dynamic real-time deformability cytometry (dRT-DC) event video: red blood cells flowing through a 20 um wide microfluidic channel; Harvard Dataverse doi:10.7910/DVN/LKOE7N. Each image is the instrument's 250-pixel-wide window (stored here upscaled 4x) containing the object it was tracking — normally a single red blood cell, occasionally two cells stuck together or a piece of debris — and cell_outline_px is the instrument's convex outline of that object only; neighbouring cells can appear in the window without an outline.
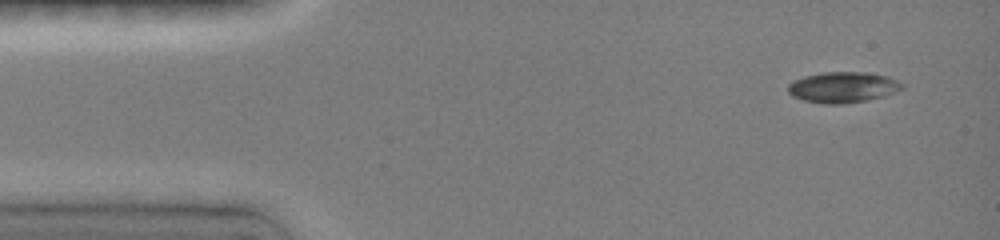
{"species": "common noctule bat (a hibernating species)", "species_latin": "Nyctalus noctula", "temperature_condition": "room temperature", "stored_images_in_passage": 4, "camera_frame_rate_fps": 3000, "um_per_image_px": 0.085, "animal": {"sex": "female", "body_mass_g": 19.0, "forearm_length_mm": 51.5}, "frame": {"image": 1, "passage_image": 1, "time_ms": 0.0, "image_size_px": [1000, 240], "cell_outline_px": [[904, 88], [896, 92], [884, 96], [864, 100], [840, 104], [824, 104], [804, 100], [792, 96], [788, 92], [788, 84], [804, 76], [824, 72], [868, 72], [888, 76], [904, 84]], "centroid_in_image_um": [71.66, 7.41], "position_along_channel_um": 13.3, "area_um2": 20.4}}
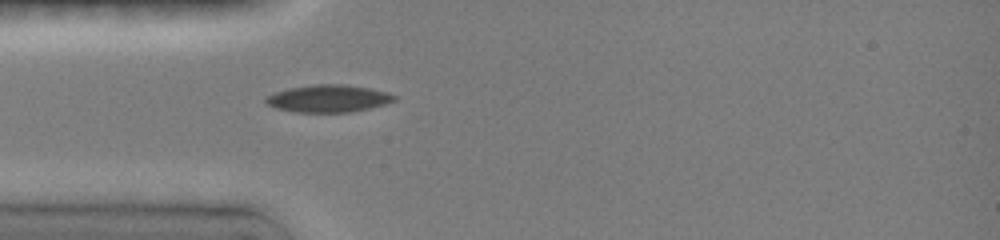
{"frame": {"image": 2, "passage_image": 4, "time_ms": 3.333, "image_size_px": [1000, 240], "cell_outline_px": [[396, 100], [384, 104], [352, 112], [296, 112], [276, 108], [268, 104], [264, 100], [268, 96], [276, 92], [292, 88], [320, 84], [336, 84], [368, 88], [388, 92], [396, 96]], "centroid_in_image_um": [27.93, 8.38], "position_along_channel_um": 57.1, "area_um2": 20.0}}